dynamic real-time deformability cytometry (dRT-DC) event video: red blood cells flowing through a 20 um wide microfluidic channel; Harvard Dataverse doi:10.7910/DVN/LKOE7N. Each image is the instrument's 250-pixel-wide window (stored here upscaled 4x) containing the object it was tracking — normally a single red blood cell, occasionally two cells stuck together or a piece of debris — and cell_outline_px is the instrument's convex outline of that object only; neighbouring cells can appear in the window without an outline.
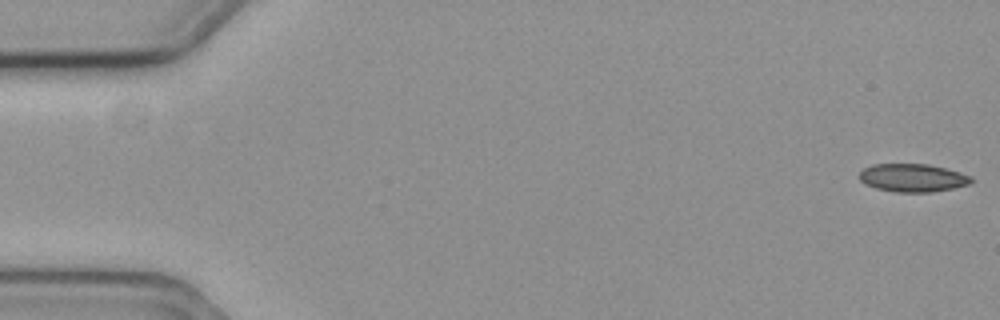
{"species": "common noctule bat (a hibernating species)", "species_latin": "Nyctalus noctula", "temperature_condition": "cold", "stored_images_in_passage": 11, "camera_frame_rate_fps": 3000, "um_per_image_px": 0.085, "animal": {"sex": "female", "body_mass_g": 19.3, "forearm_length_mm": 54.1}, "frame": {"image": 1, "passage_image": 1, "time_ms": 0.0, "image_size_px": [1000, 320], "cell_outline_px": [[972, 184], [932, 192], [896, 192], [876, 188], [864, 184], [856, 176], [864, 168], [872, 164], [928, 164], [960, 172], [972, 176]], "centroid_in_image_um": [77.56, 15.11], "position_along_channel_um": 7.4, "area_um2": 18.44}}